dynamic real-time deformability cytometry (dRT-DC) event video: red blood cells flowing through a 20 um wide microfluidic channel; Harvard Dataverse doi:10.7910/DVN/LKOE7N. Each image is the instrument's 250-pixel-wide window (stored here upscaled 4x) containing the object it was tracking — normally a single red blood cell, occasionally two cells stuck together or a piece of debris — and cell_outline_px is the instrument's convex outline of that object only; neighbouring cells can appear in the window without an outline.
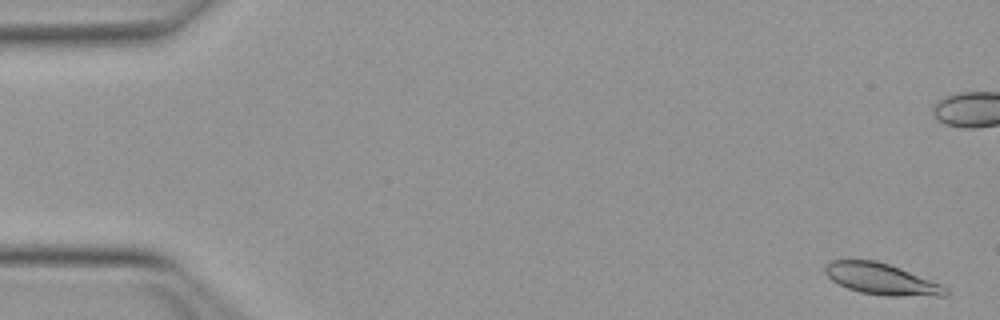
{"species": "Egyptian fruit bat (a non-hibernating species)", "species_latin": "Rousettus aegyptiacus", "temperature_condition": "warm", "stored_images_in_passage": 53, "camera_frame_rate_fps": 3000, "um_per_image_px": 0.085, "animal": {"sex": "female"}, "frame": {"image": 1, "passage_image": 2, "time_ms": 0.333, "image_size_px": [1000, 320], "cell_outline_px": [[948, 296], [884, 296], [860, 292], [848, 288], [832, 280], [824, 272], [824, 264], [828, 260], [876, 260], [900, 268], [940, 284], [948, 288]], "centroid_in_image_um": [74.9, 23.72], "position_along_channel_um": 10.1, "area_um2": 21.96}}
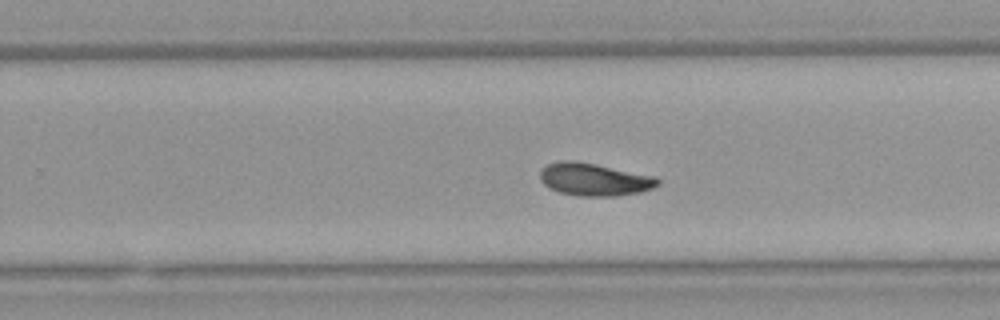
{"frame": {"image": 2, "passage_image": 33, "time_ms": 10.667, "image_size_px": [1000, 320], "cell_outline_px": [[660, 184], [652, 188], [640, 192], [616, 196], [580, 196], [560, 192], [548, 188], [540, 180], [540, 172], [548, 164], [564, 160], [572, 160], [596, 164], [656, 176], [660, 180]], "centroid_in_image_um": [50.53, 15.25], "position_along_channel_um": 279.3, "area_um2": 22.37}}
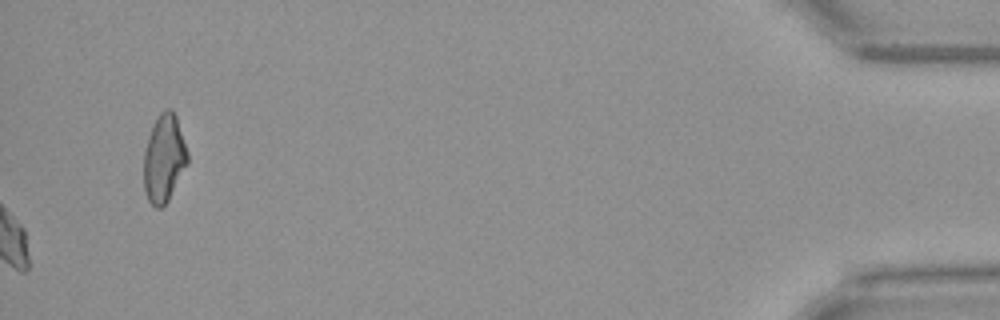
{"frame": {"image": 3, "passage_image": 53, "time_ms": 17.333, "image_size_px": [1000, 320], "cell_outline_px": [[188, 164], [168, 200], [160, 208], [156, 208], [148, 200], [144, 192], [144, 152], [148, 136], [152, 124], [160, 112], [164, 108], [172, 108], [176, 116], [188, 152]], "centroid_in_image_um": [13.94, 13.44], "position_along_channel_um": 421.3, "area_um2": 22.54}, "authors_computed_cell_mechanics": {"area_um2": 21.8484, "velocity_mm_per_s": 3.9632, "shape_relaxation_time_tau1_ms": 4.7961, "shape_relaxation_time_tau2_ms": 6.9116, "deformation_change_tau1": 0.1345, "deformation_change_tau2": 0.093}}